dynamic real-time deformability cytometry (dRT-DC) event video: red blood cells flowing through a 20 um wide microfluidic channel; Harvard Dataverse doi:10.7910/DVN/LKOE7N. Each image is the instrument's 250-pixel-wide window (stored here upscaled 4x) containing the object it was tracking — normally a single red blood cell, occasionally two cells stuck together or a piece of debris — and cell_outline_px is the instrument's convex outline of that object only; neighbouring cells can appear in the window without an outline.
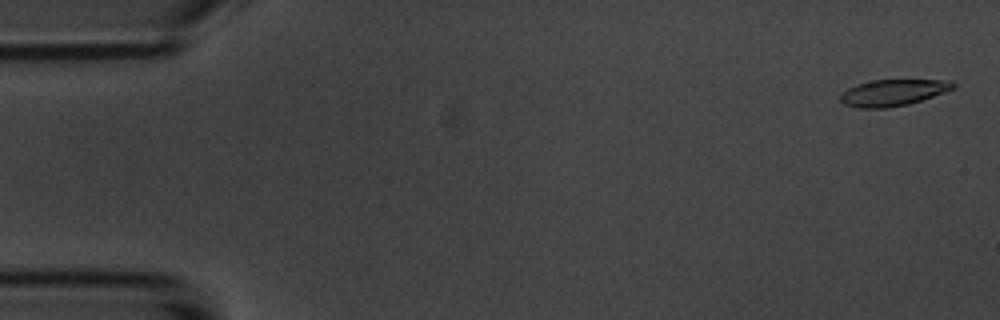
{"species": "common noctule bat (a hibernating species)", "species_latin": "Nyctalus noctula", "temperature_condition": "room temperature", "stored_images_in_passage": 5, "camera_frame_rate_fps": 3000, "um_per_image_px": 0.085, "animal": {"sex": "male", "body_mass_g": 20.1, "forearm_length_mm": 53.5}, "frame": {"image": 1, "passage_image": 1, "time_ms": 0.0, "image_size_px": [1000, 320], "cell_outline_px": [[956, 88], [908, 104], [888, 108], [856, 108], [844, 104], [840, 100], [840, 96], [848, 88], [856, 84], [872, 80], [952, 80], [956, 84]], "centroid_in_image_um": [75.9, 7.87], "position_along_channel_um": 9.1, "area_um2": 17.34}}
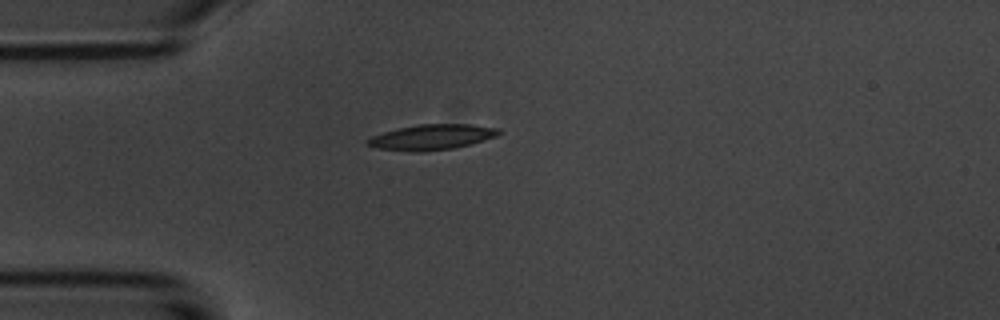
{"frame": {"image": 2, "passage_image": 5, "time_ms": 4.333, "image_size_px": [1000, 320], "cell_outline_px": [[504, 132], [496, 136], [472, 144], [452, 148], [420, 152], [416, 152], [376, 148], [364, 144], [364, 140], [372, 136], [384, 132], [400, 128], [420, 124], [472, 124], [500, 128]], "centroid_in_image_um": [36.72, 11.65], "position_along_channel_um": 48.3, "area_um2": 19.54}}